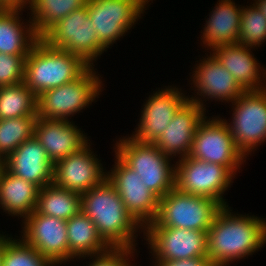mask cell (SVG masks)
<instances>
[{"label":"cell","mask_w":266,"mask_h":266,"mask_svg":"<svg viewBox=\"0 0 266 266\" xmlns=\"http://www.w3.org/2000/svg\"><path fill=\"white\" fill-rule=\"evenodd\" d=\"M230 211L228 205L222 206L207 232V257L212 266H227L266 243L265 219Z\"/></svg>","instance_id":"1"},{"label":"cell","mask_w":266,"mask_h":266,"mask_svg":"<svg viewBox=\"0 0 266 266\" xmlns=\"http://www.w3.org/2000/svg\"><path fill=\"white\" fill-rule=\"evenodd\" d=\"M81 211L94 222L99 234L112 248L134 249L137 245L135 233L143 228L128 213L107 178L81 195Z\"/></svg>","instance_id":"2"},{"label":"cell","mask_w":266,"mask_h":266,"mask_svg":"<svg viewBox=\"0 0 266 266\" xmlns=\"http://www.w3.org/2000/svg\"><path fill=\"white\" fill-rule=\"evenodd\" d=\"M89 67L78 55L50 47L39 38L25 59L23 82L38 97L49 89L76 80Z\"/></svg>","instance_id":"3"},{"label":"cell","mask_w":266,"mask_h":266,"mask_svg":"<svg viewBox=\"0 0 266 266\" xmlns=\"http://www.w3.org/2000/svg\"><path fill=\"white\" fill-rule=\"evenodd\" d=\"M115 154L159 198L175 188L176 166H170L171 157L163 154L153 143H140L130 136L123 137L115 145Z\"/></svg>","instance_id":"4"},{"label":"cell","mask_w":266,"mask_h":266,"mask_svg":"<svg viewBox=\"0 0 266 266\" xmlns=\"http://www.w3.org/2000/svg\"><path fill=\"white\" fill-rule=\"evenodd\" d=\"M222 206L204 196L183 193L173 188L159 198L155 220L147 226H162L208 232Z\"/></svg>","instance_id":"5"},{"label":"cell","mask_w":266,"mask_h":266,"mask_svg":"<svg viewBox=\"0 0 266 266\" xmlns=\"http://www.w3.org/2000/svg\"><path fill=\"white\" fill-rule=\"evenodd\" d=\"M102 81L90 66L76 80L49 89L37 97V117L69 120L70 115L81 112L102 92Z\"/></svg>","instance_id":"6"},{"label":"cell","mask_w":266,"mask_h":266,"mask_svg":"<svg viewBox=\"0 0 266 266\" xmlns=\"http://www.w3.org/2000/svg\"><path fill=\"white\" fill-rule=\"evenodd\" d=\"M40 39L50 47L78 55L90 66L106 51L94 31L87 5L59 20Z\"/></svg>","instance_id":"7"},{"label":"cell","mask_w":266,"mask_h":266,"mask_svg":"<svg viewBox=\"0 0 266 266\" xmlns=\"http://www.w3.org/2000/svg\"><path fill=\"white\" fill-rule=\"evenodd\" d=\"M227 122L219 117H205L197 127L188 156L220 164L236 175L246 157L237 148Z\"/></svg>","instance_id":"8"},{"label":"cell","mask_w":266,"mask_h":266,"mask_svg":"<svg viewBox=\"0 0 266 266\" xmlns=\"http://www.w3.org/2000/svg\"><path fill=\"white\" fill-rule=\"evenodd\" d=\"M232 105L233 119L227 125L237 148L247 157L266 140V92L244 91Z\"/></svg>","instance_id":"9"},{"label":"cell","mask_w":266,"mask_h":266,"mask_svg":"<svg viewBox=\"0 0 266 266\" xmlns=\"http://www.w3.org/2000/svg\"><path fill=\"white\" fill-rule=\"evenodd\" d=\"M178 160L175 188L183 193L211 198L221 206L228 205L222 196L235 175L227 167L189 156Z\"/></svg>","instance_id":"10"},{"label":"cell","mask_w":266,"mask_h":266,"mask_svg":"<svg viewBox=\"0 0 266 266\" xmlns=\"http://www.w3.org/2000/svg\"><path fill=\"white\" fill-rule=\"evenodd\" d=\"M150 0H88V16L107 49L135 25Z\"/></svg>","instance_id":"11"},{"label":"cell","mask_w":266,"mask_h":266,"mask_svg":"<svg viewBox=\"0 0 266 266\" xmlns=\"http://www.w3.org/2000/svg\"><path fill=\"white\" fill-rule=\"evenodd\" d=\"M115 157V165L107 173V179L119 193L128 213L144 229L158 214L159 197L143 185L139 174L116 154Z\"/></svg>","instance_id":"12"},{"label":"cell","mask_w":266,"mask_h":266,"mask_svg":"<svg viewBox=\"0 0 266 266\" xmlns=\"http://www.w3.org/2000/svg\"><path fill=\"white\" fill-rule=\"evenodd\" d=\"M143 233L155 261L207 257L206 231L146 226Z\"/></svg>","instance_id":"13"},{"label":"cell","mask_w":266,"mask_h":266,"mask_svg":"<svg viewBox=\"0 0 266 266\" xmlns=\"http://www.w3.org/2000/svg\"><path fill=\"white\" fill-rule=\"evenodd\" d=\"M23 221L22 240L55 266L68 261L66 220L32 212Z\"/></svg>","instance_id":"14"},{"label":"cell","mask_w":266,"mask_h":266,"mask_svg":"<svg viewBox=\"0 0 266 266\" xmlns=\"http://www.w3.org/2000/svg\"><path fill=\"white\" fill-rule=\"evenodd\" d=\"M151 96V97H150ZM141 110L140 122L132 139L140 143H155L162 135L173 116L188 101V96L178 88L166 87L150 95Z\"/></svg>","instance_id":"15"},{"label":"cell","mask_w":266,"mask_h":266,"mask_svg":"<svg viewBox=\"0 0 266 266\" xmlns=\"http://www.w3.org/2000/svg\"><path fill=\"white\" fill-rule=\"evenodd\" d=\"M94 154L90 150V143H87L79 151L57 161L54 164L53 182L80 195L100 185L107 178V172H104Z\"/></svg>","instance_id":"16"},{"label":"cell","mask_w":266,"mask_h":266,"mask_svg":"<svg viewBox=\"0 0 266 266\" xmlns=\"http://www.w3.org/2000/svg\"><path fill=\"white\" fill-rule=\"evenodd\" d=\"M204 100L188 97V101L173 116L159 139L154 143L159 150L173 157H187L190 153L197 127L206 117ZM173 155V156H172Z\"/></svg>","instance_id":"17"},{"label":"cell","mask_w":266,"mask_h":266,"mask_svg":"<svg viewBox=\"0 0 266 266\" xmlns=\"http://www.w3.org/2000/svg\"><path fill=\"white\" fill-rule=\"evenodd\" d=\"M2 166L40 189L53 182L54 164L35 136L14 150L2 161Z\"/></svg>","instance_id":"18"},{"label":"cell","mask_w":266,"mask_h":266,"mask_svg":"<svg viewBox=\"0 0 266 266\" xmlns=\"http://www.w3.org/2000/svg\"><path fill=\"white\" fill-rule=\"evenodd\" d=\"M74 124L69 120L37 117L34 136L44 147L53 164L79 151L90 141L81 128L78 129Z\"/></svg>","instance_id":"19"},{"label":"cell","mask_w":266,"mask_h":266,"mask_svg":"<svg viewBox=\"0 0 266 266\" xmlns=\"http://www.w3.org/2000/svg\"><path fill=\"white\" fill-rule=\"evenodd\" d=\"M196 66L191 79L197 95L204 99L233 102L245 91L213 54Z\"/></svg>","instance_id":"20"},{"label":"cell","mask_w":266,"mask_h":266,"mask_svg":"<svg viewBox=\"0 0 266 266\" xmlns=\"http://www.w3.org/2000/svg\"><path fill=\"white\" fill-rule=\"evenodd\" d=\"M251 49L252 47L237 43L217 46L212 50V54L232 74L236 82L245 91L262 90L264 85H262L261 81L265 78V69L256 61Z\"/></svg>","instance_id":"21"},{"label":"cell","mask_w":266,"mask_h":266,"mask_svg":"<svg viewBox=\"0 0 266 266\" xmlns=\"http://www.w3.org/2000/svg\"><path fill=\"white\" fill-rule=\"evenodd\" d=\"M242 9L243 6L237 7L232 0H219L203 29L201 40L204 47L213 50L217 46L237 44Z\"/></svg>","instance_id":"22"},{"label":"cell","mask_w":266,"mask_h":266,"mask_svg":"<svg viewBox=\"0 0 266 266\" xmlns=\"http://www.w3.org/2000/svg\"><path fill=\"white\" fill-rule=\"evenodd\" d=\"M66 223L69 261L101 255L112 249L99 234L94 222L81 210Z\"/></svg>","instance_id":"23"},{"label":"cell","mask_w":266,"mask_h":266,"mask_svg":"<svg viewBox=\"0 0 266 266\" xmlns=\"http://www.w3.org/2000/svg\"><path fill=\"white\" fill-rule=\"evenodd\" d=\"M40 188L0 167V207L10 215L26 218L35 211Z\"/></svg>","instance_id":"24"},{"label":"cell","mask_w":266,"mask_h":266,"mask_svg":"<svg viewBox=\"0 0 266 266\" xmlns=\"http://www.w3.org/2000/svg\"><path fill=\"white\" fill-rule=\"evenodd\" d=\"M22 10L24 9L7 8L3 12H0L1 53L16 56H28L30 49L39 39L30 19L28 21L30 24L27 22V25H25V27L23 26L24 23L19 16Z\"/></svg>","instance_id":"25"},{"label":"cell","mask_w":266,"mask_h":266,"mask_svg":"<svg viewBox=\"0 0 266 266\" xmlns=\"http://www.w3.org/2000/svg\"><path fill=\"white\" fill-rule=\"evenodd\" d=\"M81 210V195L59 187L54 182L39 190L35 211L68 220Z\"/></svg>","instance_id":"26"},{"label":"cell","mask_w":266,"mask_h":266,"mask_svg":"<svg viewBox=\"0 0 266 266\" xmlns=\"http://www.w3.org/2000/svg\"><path fill=\"white\" fill-rule=\"evenodd\" d=\"M88 0H31V22L40 38L51 26L72 11L87 5Z\"/></svg>","instance_id":"27"},{"label":"cell","mask_w":266,"mask_h":266,"mask_svg":"<svg viewBox=\"0 0 266 266\" xmlns=\"http://www.w3.org/2000/svg\"><path fill=\"white\" fill-rule=\"evenodd\" d=\"M37 117V96L24 82L0 87V120Z\"/></svg>","instance_id":"28"},{"label":"cell","mask_w":266,"mask_h":266,"mask_svg":"<svg viewBox=\"0 0 266 266\" xmlns=\"http://www.w3.org/2000/svg\"><path fill=\"white\" fill-rule=\"evenodd\" d=\"M37 117L0 120V160H5L24 141L34 136Z\"/></svg>","instance_id":"29"},{"label":"cell","mask_w":266,"mask_h":266,"mask_svg":"<svg viewBox=\"0 0 266 266\" xmlns=\"http://www.w3.org/2000/svg\"><path fill=\"white\" fill-rule=\"evenodd\" d=\"M266 40V18L253 3L243 6L241 13L238 44L246 47H259Z\"/></svg>","instance_id":"30"},{"label":"cell","mask_w":266,"mask_h":266,"mask_svg":"<svg viewBox=\"0 0 266 266\" xmlns=\"http://www.w3.org/2000/svg\"><path fill=\"white\" fill-rule=\"evenodd\" d=\"M12 239L11 236H6L2 266H54L48 258L42 256L22 239Z\"/></svg>","instance_id":"31"},{"label":"cell","mask_w":266,"mask_h":266,"mask_svg":"<svg viewBox=\"0 0 266 266\" xmlns=\"http://www.w3.org/2000/svg\"><path fill=\"white\" fill-rule=\"evenodd\" d=\"M26 57L0 52V87L16 85L24 81Z\"/></svg>","instance_id":"32"},{"label":"cell","mask_w":266,"mask_h":266,"mask_svg":"<svg viewBox=\"0 0 266 266\" xmlns=\"http://www.w3.org/2000/svg\"><path fill=\"white\" fill-rule=\"evenodd\" d=\"M135 250V248H112L107 253L91 256L93 261L88 266H131L129 259Z\"/></svg>","instance_id":"33"},{"label":"cell","mask_w":266,"mask_h":266,"mask_svg":"<svg viewBox=\"0 0 266 266\" xmlns=\"http://www.w3.org/2000/svg\"><path fill=\"white\" fill-rule=\"evenodd\" d=\"M155 266H212L208 257H196L183 260L156 261Z\"/></svg>","instance_id":"34"},{"label":"cell","mask_w":266,"mask_h":266,"mask_svg":"<svg viewBox=\"0 0 266 266\" xmlns=\"http://www.w3.org/2000/svg\"><path fill=\"white\" fill-rule=\"evenodd\" d=\"M2 1L8 8H25L31 4V0H2Z\"/></svg>","instance_id":"35"},{"label":"cell","mask_w":266,"mask_h":266,"mask_svg":"<svg viewBox=\"0 0 266 266\" xmlns=\"http://www.w3.org/2000/svg\"><path fill=\"white\" fill-rule=\"evenodd\" d=\"M6 249V235L0 234V266H2L3 255Z\"/></svg>","instance_id":"36"},{"label":"cell","mask_w":266,"mask_h":266,"mask_svg":"<svg viewBox=\"0 0 266 266\" xmlns=\"http://www.w3.org/2000/svg\"><path fill=\"white\" fill-rule=\"evenodd\" d=\"M254 4L266 18V0H255Z\"/></svg>","instance_id":"37"},{"label":"cell","mask_w":266,"mask_h":266,"mask_svg":"<svg viewBox=\"0 0 266 266\" xmlns=\"http://www.w3.org/2000/svg\"><path fill=\"white\" fill-rule=\"evenodd\" d=\"M8 7L4 4L2 0H0V12H3L6 10Z\"/></svg>","instance_id":"38"}]
</instances>
